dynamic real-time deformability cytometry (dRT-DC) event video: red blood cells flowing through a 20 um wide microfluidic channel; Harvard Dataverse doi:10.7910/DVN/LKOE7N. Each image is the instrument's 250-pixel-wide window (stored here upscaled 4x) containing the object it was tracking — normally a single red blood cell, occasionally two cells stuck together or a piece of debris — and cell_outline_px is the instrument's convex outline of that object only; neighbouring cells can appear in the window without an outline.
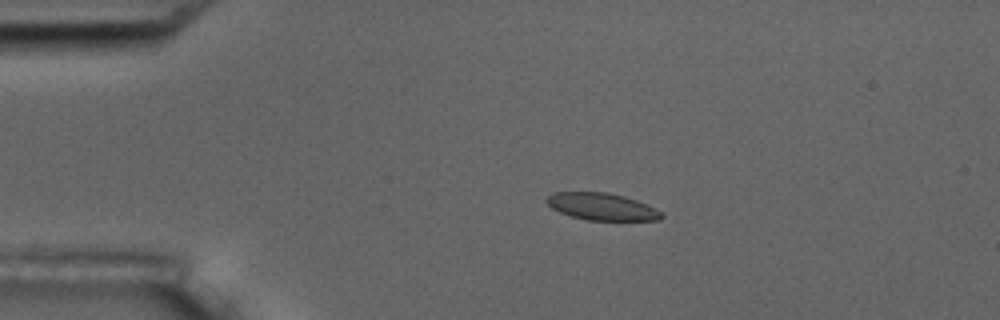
{"species": "common noctule bat (a hibernating species)", "species_latin": "Nyctalus noctula", "temperature_condition": "room temperature", "stored_images_in_passage": 6, "camera_frame_rate_fps": 3000, "um_per_image_px": 0.085, "animal": {"sex": "male", "body_mass_g": 17.5, "forearm_length_mm": 52.3}, "frame": {"image": 1, "passage_image": 4, "time_ms": 3.333, "image_size_px": [1000, 320], "cell_outline_px": [[664, 216], [660, 220], [588, 220], [572, 216], [560, 212], [552, 208], [544, 200], [552, 192], [608, 192], [624, 196], [636, 200], [656, 208]], "centroid_in_image_um": [51.15, 17.55], "position_along_channel_um": 33.9, "area_um2": 18.09}}
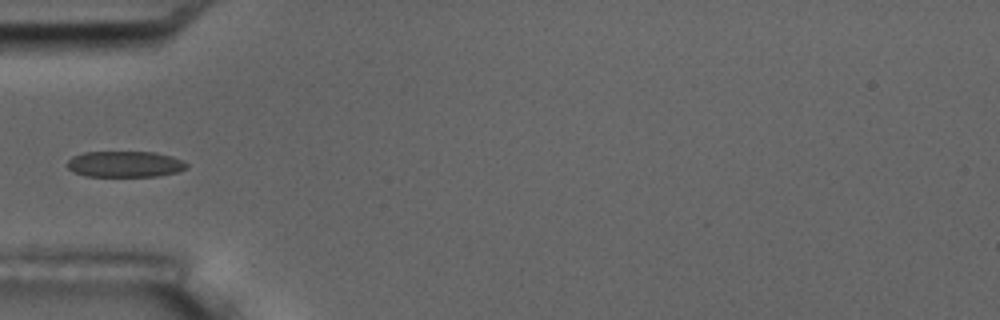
{"frame": {"image": 2, "passage_image": 6, "time_ms": 5.667, "image_size_px": [1000, 320], "cell_outline_px": [[188, 168], [176, 172], [156, 176], [84, 176], [72, 172], [68, 168], [68, 160], [72, 156], [84, 152], [156, 152], [172, 156], [184, 160], [188, 164]], "centroid_in_image_um": [10.63, 13.95], "position_along_channel_um": 74.4, "area_um2": 18.26}}